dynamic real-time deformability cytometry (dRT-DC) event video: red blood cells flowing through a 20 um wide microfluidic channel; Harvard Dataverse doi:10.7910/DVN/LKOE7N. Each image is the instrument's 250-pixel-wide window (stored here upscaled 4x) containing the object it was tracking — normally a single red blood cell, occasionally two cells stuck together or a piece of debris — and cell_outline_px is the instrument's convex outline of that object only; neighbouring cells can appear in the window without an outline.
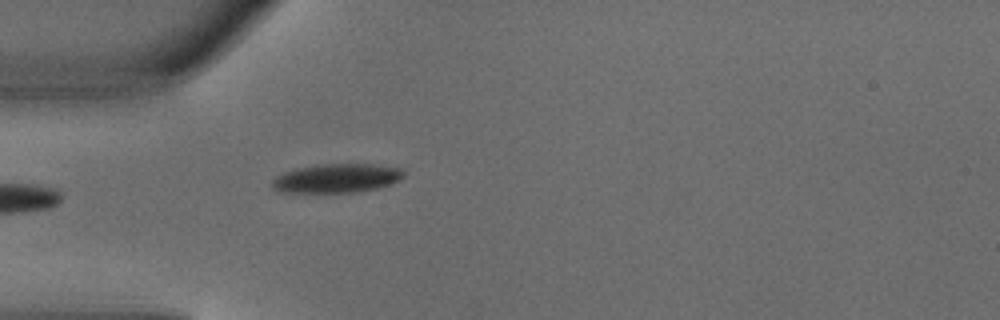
{"species": "common noctule bat (a hibernating species)", "species_latin": "Nyctalus noctula", "temperature_condition": "warm", "stored_images_in_passage": 4, "camera_frame_rate_fps": 3000, "um_per_image_px": 0.085, "animal": {"sex": "male", "body_mass_g": 18.8}, "frame": {"image": 1, "passage_image": 4, "time_ms": 1.0, "image_size_px": [1000, 320], "cell_outline_px": [[404, 176], [388, 184], [376, 188], [356, 192], [276, 192], [272, 188], [272, 180], [276, 176], [284, 172], [296, 168], [316, 164], [372, 164], [404, 168]], "centroid_in_image_um": [28.57, 15.14], "position_along_channel_um": 56.4, "area_um2": 22.2}}